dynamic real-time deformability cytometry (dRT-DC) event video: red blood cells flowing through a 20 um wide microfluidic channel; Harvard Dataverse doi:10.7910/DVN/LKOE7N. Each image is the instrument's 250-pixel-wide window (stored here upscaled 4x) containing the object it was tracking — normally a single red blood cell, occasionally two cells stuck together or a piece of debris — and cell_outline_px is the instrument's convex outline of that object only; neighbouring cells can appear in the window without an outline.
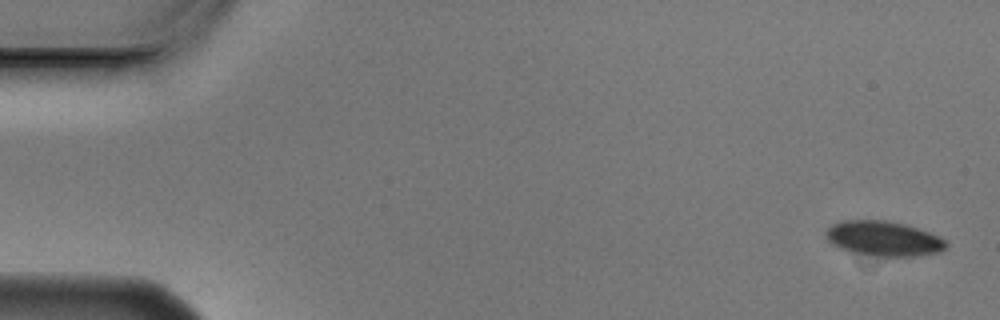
{"species": "Egyptian fruit bat (a non-hibernating species)", "species_latin": "Rousettus aegyptiacus", "temperature_condition": "cold", "stored_images_in_passage": 6, "camera_frame_rate_fps": 3000, "um_per_image_px": 0.085, "animal": {"sex": "male"}, "frame": {"image": 1, "passage_image": 1, "time_ms": 0.0, "image_size_px": [1000, 320], "cell_outline_px": [[948, 244], [940, 252], [912, 256], [880, 256], [848, 252], [832, 244], [824, 236], [824, 232], [832, 224], [844, 220], [884, 220], [904, 224], [940, 236]], "centroid_in_image_um": [75.06, 20.27], "position_along_channel_um": 9.9, "area_um2": 24.39}}
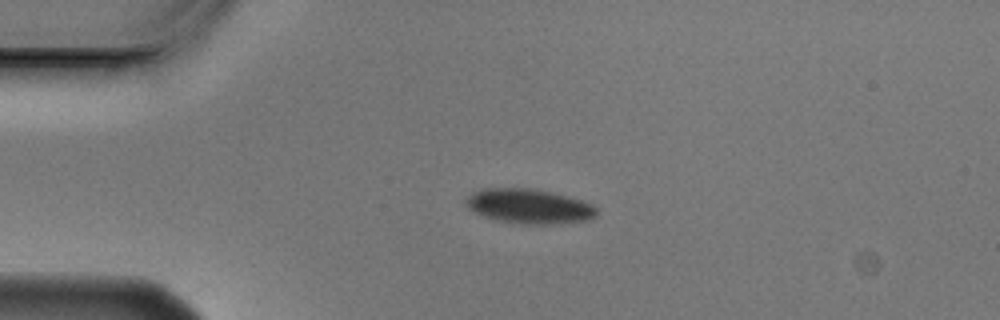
{"frame": {"image": 2, "passage_image": 4, "time_ms": 1.0, "image_size_px": [1000, 320], "cell_outline_px": [[596, 216], [588, 220], [552, 224], [520, 224], [500, 220], [484, 216], [468, 208], [464, 200], [472, 192], [480, 188], [532, 188], [580, 200], [592, 204], [596, 208]], "centroid_in_image_um": [44.93, 17.53], "position_along_channel_um": 40.1, "area_um2": 26.13}}
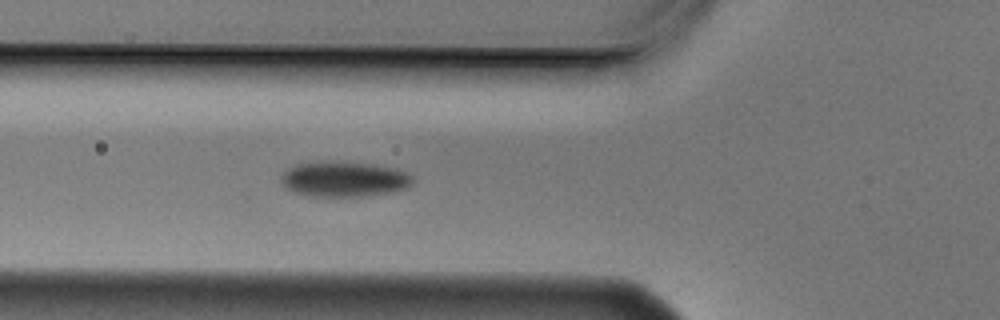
{"frame": {"image": 3, "passage_image": 6, "time_ms": 1.667, "image_size_px": [1000, 320], "cell_outline_px": [[416, 180], [408, 188], [392, 192], [360, 196], [304, 196], [292, 192], [280, 180], [280, 176], [288, 168], [296, 164], [340, 160], [376, 164], [396, 168], [412, 176]], "centroid_in_image_um": [29.27, 15.21], "position_along_channel_um": 96.5, "area_um2": 27.51}}